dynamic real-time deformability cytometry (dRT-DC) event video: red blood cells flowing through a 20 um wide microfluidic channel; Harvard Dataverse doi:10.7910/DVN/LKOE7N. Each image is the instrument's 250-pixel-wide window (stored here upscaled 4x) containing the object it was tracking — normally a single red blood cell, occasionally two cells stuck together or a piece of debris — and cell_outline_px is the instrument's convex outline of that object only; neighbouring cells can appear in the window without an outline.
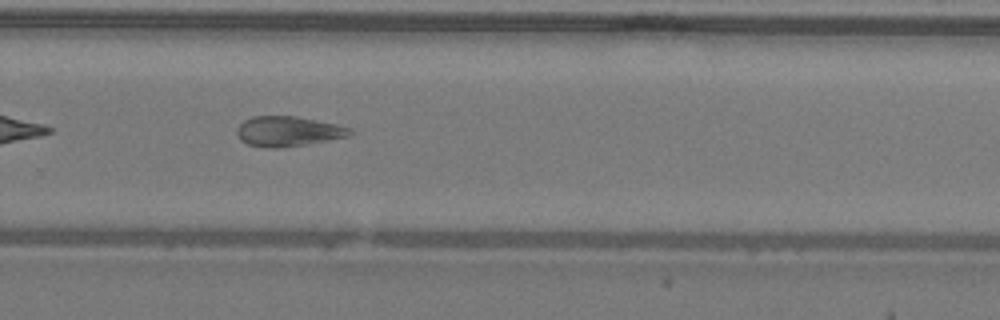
{"species": "common noctule bat (a hibernating species)", "species_latin": "Nyctalus noctula", "temperature_condition": "warm", "stored_images_in_passage": 33, "camera_frame_rate_fps": 3000, "um_per_image_px": 0.085, "animal": {"sex": "male", "body_mass_g": 19.2, "forearm_length_mm": 51.8}, "frame": {"image": 1, "passage_image": 28, "time_ms": 9.0, "image_size_px": [1000, 320], "cell_outline_px": [[352, 132], [348, 136], [328, 140], [284, 148], [268, 148], [248, 144], [240, 140], [236, 132], [236, 128], [244, 120], [252, 116], [296, 116], [336, 124], [352, 128]], "centroid_in_image_um": [24.46, 11.16], "position_along_channel_um": 305.3, "area_um2": 19.83}, "authors_computed_cell_mechanics": {"area_um2": 20.1722, "velocity_mm_per_s": 4.2735, "shape_relaxation_time_tau1_ms": null, "shape_relaxation_time_tau2_ms": 6.5076, "deformation_change_tau1": null, "deformation_change_tau2": 0.1707}}